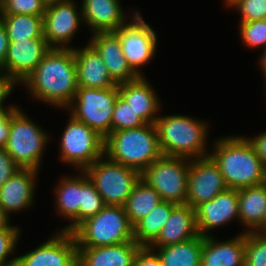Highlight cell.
<instances>
[{
	"instance_id": "14",
	"label": "cell",
	"mask_w": 266,
	"mask_h": 266,
	"mask_svg": "<svg viewBox=\"0 0 266 266\" xmlns=\"http://www.w3.org/2000/svg\"><path fill=\"white\" fill-rule=\"evenodd\" d=\"M76 5L78 4L74 3V0H69L46 7L43 16V36L51 48H72L66 43L71 42L80 23L83 22L81 8L78 12Z\"/></svg>"
},
{
	"instance_id": "11",
	"label": "cell",
	"mask_w": 266,
	"mask_h": 266,
	"mask_svg": "<svg viewBox=\"0 0 266 266\" xmlns=\"http://www.w3.org/2000/svg\"><path fill=\"white\" fill-rule=\"evenodd\" d=\"M131 17L130 22L121 26L115 33L119 37L127 64L137 76H143L139 69L153 60L157 48V35L139 11Z\"/></svg>"
},
{
	"instance_id": "2",
	"label": "cell",
	"mask_w": 266,
	"mask_h": 266,
	"mask_svg": "<svg viewBox=\"0 0 266 266\" xmlns=\"http://www.w3.org/2000/svg\"><path fill=\"white\" fill-rule=\"evenodd\" d=\"M211 150L209 156L217 164L228 188L238 190L266 183V167L245 136L217 139Z\"/></svg>"
},
{
	"instance_id": "30",
	"label": "cell",
	"mask_w": 266,
	"mask_h": 266,
	"mask_svg": "<svg viewBox=\"0 0 266 266\" xmlns=\"http://www.w3.org/2000/svg\"><path fill=\"white\" fill-rule=\"evenodd\" d=\"M9 41L44 38L43 16L16 14L0 15Z\"/></svg>"
},
{
	"instance_id": "40",
	"label": "cell",
	"mask_w": 266,
	"mask_h": 266,
	"mask_svg": "<svg viewBox=\"0 0 266 266\" xmlns=\"http://www.w3.org/2000/svg\"><path fill=\"white\" fill-rule=\"evenodd\" d=\"M18 108H0V148H5L9 138L10 119Z\"/></svg>"
},
{
	"instance_id": "28",
	"label": "cell",
	"mask_w": 266,
	"mask_h": 266,
	"mask_svg": "<svg viewBox=\"0 0 266 266\" xmlns=\"http://www.w3.org/2000/svg\"><path fill=\"white\" fill-rule=\"evenodd\" d=\"M178 204L162 200L148 215L133 226L134 241L141 246H149L159 235Z\"/></svg>"
},
{
	"instance_id": "18",
	"label": "cell",
	"mask_w": 266,
	"mask_h": 266,
	"mask_svg": "<svg viewBox=\"0 0 266 266\" xmlns=\"http://www.w3.org/2000/svg\"><path fill=\"white\" fill-rule=\"evenodd\" d=\"M89 43L103 59L109 75L116 85L132 81L138 77L127 64L119 37L115 32L93 33Z\"/></svg>"
},
{
	"instance_id": "24",
	"label": "cell",
	"mask_w": 266,
	"mask_h": 266,
	"mask_svg": "<svg viewBox=\"0 0 266 266\" xmlns=\"http://www.w3.org/2000/svg\"><path fill=\"white\" fill-rule=\"evenodd\" d=\"M245 233L219 242L214 237H203L201 266H244Z\"/></svg>"
},
{
	"instance_id": "47",
	"label": "cell",
	"mask_w": 266,
	"mask_h": 266,
	"mask_svg": "<svg viewBox=\"0 0 266 266\" xmlns=\"http://www.w3.org/2000/svg\"><path fill=\"white\" fill-rule=\"evenodd\" d=\"M257 234L266 236V216L261 227L256 231Z\"/></svg>"
},
{
	"instance_id": "6",
	"label": "cell",
	"mask_w": 266,
	"mask_h": 266,
	"mask_svg": "<svg viewBox=\"0 0 266 266\" xmlns=\"http://www.w3.org/2000/svg\"><path fill=\"white\" fill-rule=\"evenodd\" d=\"M19 107L11 116L6 151L21 169L39 171L49 135Z\"/></svg>"
},
{
	"instance_id": "38",
	"label": "cell",
	"mask_w": 266,
	"mask_h": 266,
	"mask_svg": "<svg viewBox=\"0 0 266 266\" xmlns=\"http://www.w3.org/2000/svg\"><path fill=\"white\" fill-rule=\"evenodd\" d=\"M133 266H162V262L154 249L141 246L136 252Z\"/></svg>"
},
{
	"instance_id": "7",
	"label": "cell",
	"mask_w": 266,
	"mask_h": 266,
	"mask_svg": "<svg viewBox=\"0 0 266 266\" xmlns=\"http://www.w3.org/2000/svg\"><path fill=\"white\" fill-rule=\"evenodd\" d=\"M84 172L104 203L114 206H124L133 187L141 178L139 171L115 162L105 155L87 167Z\"/></svg>"
},
{
	"instance_id": "46",
	"label": "cell",
	"mask_w": 266,
	"mask_h": 266,
	"mask_svg": "<svg viewBox=\"0 0 266 266\" xmlns=\"http://www.w3.org/2000/svg\"><path fill=\"white\" fill-rule=\"evenodd\" d=\"M66 1H69V0H42L43 4L46 7H49V6L55 5V4H59V3H64Z\"/></svg>"
},
{
	"instance_id": "16",
	"label": "cell",
	"mask_w": 266,
	"mask_h": 266,
	"mask_svg": "<svg viewBox=\"0 0 266 266\" xmlns=\"http://www.w3.org/2000/svg\"><path fill=\"white\" fill-rule=\"evenodd\" d=\"M194 210L199 235L210 236L211 229L226 225L236 218L239 220L238 190L227 188Z\"/></svg>"
},
{
	"instance_id": "8",
	"label": "cell",
	"mask_w": 266,
	"mask_h": 266,
	"mask_svg": "<svg viewBox=\"0 0 266 266\" xmlns=\"http://www.w3.org/2000/svg\"><path fill=\"white\" fill-rule=\"evenodd\" d=\"M118 96V85L105 89L78 87L67 109L75 119L105 139L111 133L112 113Z\"/></svg>"
},
{
	"instance_id": "1",
	"label": "cell",
	"mask_w": 266,
	"mask_h": 266,
	"mask_svg": "<svg viewBox=\"0 0 266 266\" xmlns=\"http://www.w3.org/2000/svg\"><path fill=\"white\" fill-rule=\"evenodd\" d=\"M22 84L32 98L66 110L78 90L73 48H51Z\"/></svg>"
},
{
	"instance_id": "12",
	"label": "cell",
	"mask_w": 266,
	"mask_h": 266,
	"mask_svg": "<svg viewBox=\"0 0 266 266\" xmlns=\"http://www.w3.org/2000/svg\"><path fill=\"white\" fill-rule=\"evenodd\" d=\"M16 266H78V248L72 232L59 231L25 255Z\"/></svg>"
},
{
	"instance_id": "41",
	"label": "cell",
	"mask_w": 266,
	"mask_h": 266,
	"mask_svg": "<svg viewBox=\"0 0 266 266\" xmlns=\"http://www.w3.org/2000/svg\"><path fill=\"white\" fill-rule=\"evenodd\" d=\"M18 83L8 75L0 73V108H19L17 105L4 106L6 98L11 94Z\"/></svg>"
},
{
	"instance_id": "20",
	"label": "cell",
	"mask_w": 266,
	"mask_h": 266,
	"mask_svg": "<svg viewBox=\"0 0 266 266\" xmlns=\"http://www.w3.org/2000/svg\"><path fill=\"white\" fill-rule=\"evenodd\" d=\"M84 48L73 47L78 87L112 88L116 84L99 53L89 43Z\"/></svg>"
},
{
	"instance_id": "34",
	"label": "cell",
	"mask_w": 266,
	"mask_h": 266,
	"mask_svg": "<svg viewBox=\"0 0 266 266\" xmlns=\"http://www.w3.org/2000/svg\"><path fill=\"white\" fill-rule=\"evenodd\" d=\"M45 11L46 6L42 0H0V15L44 16Z\"/></svg>"
},
{
	"instance_id": "44",
	"label": "cell",
	"mask_w": 266,
	"mask_h": 266,
	"mask_svg": "<svg viewBox=\"0 0 266 266\" xmlns=\"http://www.w3.org/2000/svg\"><path fill=\"white\" fill-rule=\"evenodd\" d=\"M11 216H8L1 208H0V229L2 228H19L17 226H10L11 222L9 220Z\"/></svg>"
},
{
	"instance_id": "26",
	"label": "cell",
	"mask_w": 266,
	"mask_h": 266,
	"mask_svg": "<svg viewBox=\"0 0 266 266\" xmlns=\"http://www.w3.org/2000/svg\"><path fill=\"white\" fill-rule=\"evenodd\" d=\"M54 188L55 207L60 216L69 220L68 226L62 231L72 232L79 225V207L81 204V176H64Z\"/></svg>"
},
{
	"instance_id": "19",
	"label": "cell",
	"mask_w": 266,
	"mask_h": 266,
	"mask_svg": "<svg viewBox=\"0 0 266 266\" xmlns=\"http://www.w3.org/2000/svg\"><path fill=\"white\" fill-rule=\"evenodd\" d=\"M119 96L146 124H154L161 110L159 96L145 76L118 85ZM159 110V111H158Z\"/></svg>"
},
{
	"instance_id": "5",
	"label": "cell",
	"mask_w": 266,
	"mask_h": 266,
	"mask_svg": "<svg viewBox=\"0 0 266 266\" xmlns=\"http://www.w3.org/2000/svg\"><path fill=\"white\" fill-rule=\"evenodd\" d=\"M72 234L77 247H102L135 242L133 226L124 206L106 205L96 215L81 222Z\"/></svg>"
},
{
	"instance_id": "42",
	"label": "cell",
	"mask_w": 266,
	"mask_h": 266,
	"mask_svg": "<svg viewBox=\"0 0 266 266\" xmlns=\"http://www.w3.org/2000/svg\"><path fill=\"white\" fill-rule=\"evenodd\" d=\"M247 140L252 145L256 155L266 167V131L259 133L254 137H247Z\"/></svg>"
},
{
	"instance_id": "22",
	"label": "cell",
	"mask_w": 266,
	"mask_h": 266,
	"mask_svg": "<svg viewBox=\"0 0 266 266\" xmlns=\"http://www.w3.org/2000/svg\"><path fill=\"white\" fill-rule=\"evenodd\" d=\"M199 236L195 210L187 204H178L150 248L165 247Z\"/></svg>"
},
{
	"instance_id": "3",
	"label": "cell",
	"mask_w": 266,
	"mask_h": 266,
	"mask_svg": "<svg viewBox=\"0 0 266 266\" xmlns=\"http://www.w3.org/2000/svg\"><path fill=\"white\" fill-rule=\"evenodd\" d=\"M207 124L203 120L182 114L159 116L154 125L162 154L189 159L208 156Z\"/></svg>"
},
{
	"instance_id": "45",
	"label": "cell",
	"mask_w": 266,
	"mask_h": 266,
	"mask_svg": "<svg viewBox=\"0 0 266 266\" xmlns=\"http://www.w3.org/2000/svg\"><path fill=\"white\" fill-rule=\"evenodd\" d=\"M263 53H262V56L260 57L261 59L259 60V66H260V69L262 68V73L266 79V48L263 49Z\"/></svg>"
},
{
	"instance_id": "15",
	"label": "cell",
	"mask_w": 266,
	"mask_h": 266,
	"mask_svg": "<svg viewBox=\"0 0 266 266\" xmlns=\"http://www.w3.org/2000/svg\"><path fill=\"white\" fill-rule=\"evenodd\" d=\"M50 49L45 38L9 41L7 56L0 73L22 85Z\"/></svg>"
},
{
	"instance_id": "13",
	"label": "cell",
	"mask_w": 266,
	"mask_h": 266,
	"mask_svg": "<svg viewBox=\"0 0 266 266\" xmlns=\"http://www.w3.org/2000/svg\"><path fill=\"white\" fill-rule=\"evenodd\" d=\"M228 187L217 164L208 155L190 159L186 204L195 208L212 200Z\"/></svg>"
},
{
	"instance_id": "48",
	"label": "cell",
	"mask_w": 266,
	"mask_h": 266,
	"mask_svg": "<svg viewBox=\"0 0 266 266\" xmlns=\"http://www.w3.org/2000/svg\"><path fill=\"white\" fill-rule=\"evenodd\" d=\"M225 1V4L228 6V7H231L235 2H237L238 0H224Z\"/></svg>"
},
{
	"instance_id": "31",
	"label": "cell",
	"mask_w": 266,
	"mask_h": 266,
	"mask_svg": "<svg viewBox=\"0 0 266 266\" xmlns=\"http://www.w3.org/2000/svg\"><path fill=\"white\" fill-rule=\"evenodd\" d=\"M81 175V204L79 207V224L85 219L96 215L106 204L84 171Z\"/></svg>"
},
{
	"instance_id": "37",
	"label": "cell",
	"mask_w": 266,
	"mask_h": 266,
	"mask_svg": "<svg viewBox=\"0 0 266 266\" xmlns=\"http://www.w3.org/2000/svg\"><path fill=\"white\" fill-rule=\"evenodd\" d=\"M231 7L240 13V23L266 19V0H238Z\"/></svg>"
},
{
	"instance_id": "4",
	"label": "cell",
	"mask_w": 266,
	"mask_h": 266,
	"mask_svg": "<svg viewBox=\"0 0 266 266\" xmlns=\"http://www.w3.org/2000/svg\"><path fill=\"white\" fill-rule=\"evenodd\" d=\"M104 155L142 173L163 155L155 125L111 132L104 139Z\"/></svg>"
},
{
	"instance_id": "29",
	"label": "cell",
	"mask_w": 266,
	"mask_h": 266,
	"mask_svg": "<svg viewBox=\"0 0 266 266\" xmlns=\"http://www.w3.org/2000/svg\"><path fill=\"white\" fill-rule=\"evenodd\" d=\"M161 201L162 199L158 192L144 179L140 178L124 204L130 224L134 226Z\"/></svg>"
},
{
	"instance_id": "23",
	"label": "cell",
	"mask_w": 266,
	"mask_h": 266,
	"mask_svg": "<svg viewBox=\"0 0 266 266\" xmlns=\"http://www.w3.org/2000/svg\"><path fill=\"white\" fill-rule=\"evenodd\" d=\"M140 247L136 242L102 247H77L78 266H133Z\"/></svg>"
},
{
	"instance_id": "43",
	"label": "cell",
	"mask_w": 266,
	"mask_h": 266,
	"mask_svg": "<svg viewBox=\"0 0 266 266\" xmlns=\"http://www.w3.org/2000/svg\"><path fill=\"white\" fill-rule=\"evenodd\" d=\"M8 44H9V40H8V36L6 33V29L0 18V68L4 65V61L6 59L7 52H8Z\"/></svg>"
},
{
	"instance_id": "21",
	"label": "cell",
	"mask_w": 266,
	"mask_h": 266,
	"mask_svg": "<svg viewBox=\"0 0 266 266\" xmlns=\"http://www.w3.org/2000/svg\"><path fill=\"white\" fill-rule=\"evenodd\" d=\"M80 5L83 23L88 25L92 33L115 32L127 24L126 12L119 0H82Z\"/></svg>"
},
{
	"instance_id": "32",
	"label": "cell",
	"mask_w": 266,
	"mask_h": 266,
	"mask_svg": "<svg viewBox=\"0 0 266 266\" xmlns=\"http://www.w3.org/2000/svg\"><path fill=\"white\" fill-rule=\"evenodd\" d=\"M145 124L129 104L118 96L112 113L111 132L134 129Z\"/></svg>"
},
{
	"instance_id": "33",
	"label": "cell",
	"mask_w": 266,
	"mask_h": 266,
	"mask_svg": "<svg viewBox=\"0 0 266 266\" xmlns=\"http://www.w3.org/2000/svg\"><path fill=\"white\" fill-rule=\"evenodd\" d=\"M244 266H266V236L245 233Z\"/></svg>"
},
{
	"instance_id": "39",
	"label": "cell",
	"mask_w": 266,
	"mask_h": 266,
	"mask_svg": "<svg viewBox=\"0 0 266 266\" xmlns=\"http://www.w3.org/2000/svg\"><path fill=\"white\" fill-rule=\"evenodd\" d=\"M19 169L5 148H0V187Z\"/></svg>"
},
{
	"instance_id": "10",
	"label": "cell",
	"mask_w": 266,
	"mask_h": 266,
	"mask_svg": "<svg viewBox=\"0 0 266 266\" xmlns=\"http://www.w3.org/2000/svg\"><path fill=\"white\" fill-rule=\"evenodd\" d=\"M60 161L84 171L104 155V139L72 115L60 140Z\"/></svg>"
},
{
	"instance_id": "17",
	"label": "cell",
	"mask_w": 266,
	"mask_h": 266,
	"mask_svg": "<svg viewBox=\"0 0 266 266\" xmlns=\"http://www.w3.org/2000/svg\"><path fill=\"white\" fill-rule=\"evenodd\" d=\"M37 174H39L37 170L19 168L0 187V208L8 216L12 214L11 212H22L33 205Z\"/></svg>"
},
{
	"instance_id": "25",
	"label": "cell",
	"mask_w": 266,
	"mask_h": 266,
	"mask_svg": "<svg viewBox=\"0 0 266 266\" xmlns=\"http://www.w3.org/2000/svg\"><path fill=\"white\" fill-rule=\"evenodd\" d=\"M238 208L244 233L256 232L266 216V183L238 189Z\"/></svg>"
},
{
	"instance_id": "35",
	"label": "cell",
	"mask_w": 266,
	"mask_h": 266,
	"mask_svg": "<svg viewBox=\"0 0 266 266\" xmlns=\"http://www.w3.org/2000/svg\"><path fill=\"white\" fill-rule=\"evenodd\" d=\"M240 38L251 48H266V19L240 23Z\"/></svg>"
},
{
	"instance_id": "9",
	"label": "cell",
	"mask_w": 266,
	"mask_h": 266,
	"mask_svg": "<svg viewBox=\"0 0 266 266\" xmlns=\"http://www.w3.org/2000/svg\"><path fill=\"white\" fill-rule=\"evenodd\" d=\"M189 168V158L162 155L141 173V178L162 200L186 204Z\"/></svg>"
},
{
	"instance_id": "36",
	"label": "cell",
	"mask_w": 266,
	"mask_h": 266,
	"mask_svg": "<svg viewBox=\"0 0 266 266\" xmlns=\"http://www.w3.org/2000/svg\"><path fill=\"white\" fill-rule=\"evenodd\" d=\"M20 228H2L0 229V266H16V258L8 260L10 254L19 241Z\"/></svg>"
},
{
	"instance_id": "27",
	"label": "cell",
	"mask_w": 266,
	"mask_h": 266,
	"mask_svg": "<svg viewBox=\"0 0 266 266\" xmlns=\"http://www.w3.org/2000/svg\"><path fill=\"white\" fill-rule=\"evenodd\" d=\"M152 249L157 251L162 266H201L203 236Z\"/></svg>"
}]
</instances>
